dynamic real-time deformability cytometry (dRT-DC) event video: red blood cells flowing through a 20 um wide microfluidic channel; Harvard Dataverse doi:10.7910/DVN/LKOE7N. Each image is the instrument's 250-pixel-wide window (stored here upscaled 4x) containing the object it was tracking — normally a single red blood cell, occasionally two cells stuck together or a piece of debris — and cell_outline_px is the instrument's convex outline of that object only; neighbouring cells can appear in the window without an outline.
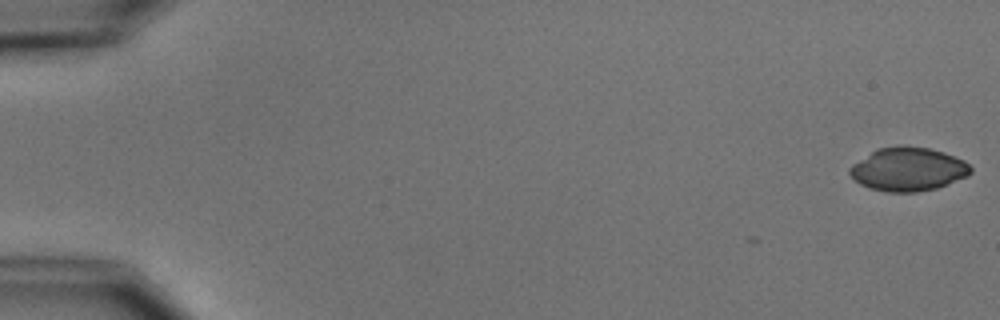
{"species": "common noctule bat (a hibernating species)", "species_latin": "Nyctalus noctula", "temperature_condition": "cold", "stored_images_in_passage": 6, "camera_frame_rate_fps": 3000, "um_per_image_px": 0.085, "animal": {"sex": "male", "body_mass_g": 15.6}, "frame": {"image": 1, "passage_image": 1, "time_ms": 0.0, "image_size_px": [1000, 320], "cell_outline_px": [[972, 172], [968, 176], [948, 184], [936, 188], [916, 192], [888, 192], [868, 188], [860, 184], [848, 172], [848, 168], [852, 164], [872, 152], [880, 148], [900, 144], [904, 144], [928, 148], [944, 152], [964, 160], [972, 168]], "centroid_in_image_um": [77.2, 14.38], "position_along_channel_um": 7.8, "area_um2": 30.87}}